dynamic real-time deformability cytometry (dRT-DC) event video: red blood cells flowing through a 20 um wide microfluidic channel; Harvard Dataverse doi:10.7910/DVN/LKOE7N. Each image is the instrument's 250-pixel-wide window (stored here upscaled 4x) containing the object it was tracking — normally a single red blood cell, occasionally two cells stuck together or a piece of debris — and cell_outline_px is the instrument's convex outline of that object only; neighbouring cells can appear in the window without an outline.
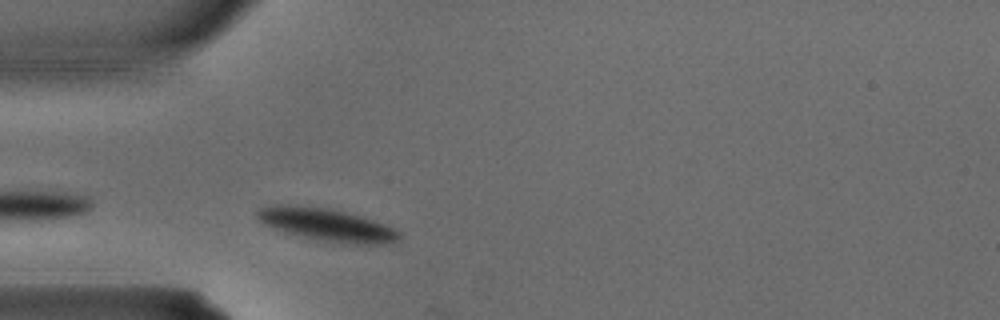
{"species": "common noctule bat (a hibernating species)", "species_latin": "Nyctalus noctula", "temperature_condition": "warm", "stored_images_in_passage": 1, "camera_frame_rate_fps": 3000, "um_per_image_px": 0.085, "animal": {"sex": "male", "body_mass_g": 15.6}, "frame": {"image": 1, "passage_image": 1, "time_ms": 0.0, "image_size_px": [1000, 320], "cell_outline_px": [[400, 236], [396, 240], [384, 244], [352, 244], [320, 240], [288, 232], [276, 228], [260, 220], [256, 216], [256, 212], [260, 208], [276, 204], [296, 204], [328, 208], [360, 216], [384, 224], [400, 232]], "centroid_in_image_um": [27.77, 19.08], "position_along_channel_um": 57.2, "area_um2": 26.41}}